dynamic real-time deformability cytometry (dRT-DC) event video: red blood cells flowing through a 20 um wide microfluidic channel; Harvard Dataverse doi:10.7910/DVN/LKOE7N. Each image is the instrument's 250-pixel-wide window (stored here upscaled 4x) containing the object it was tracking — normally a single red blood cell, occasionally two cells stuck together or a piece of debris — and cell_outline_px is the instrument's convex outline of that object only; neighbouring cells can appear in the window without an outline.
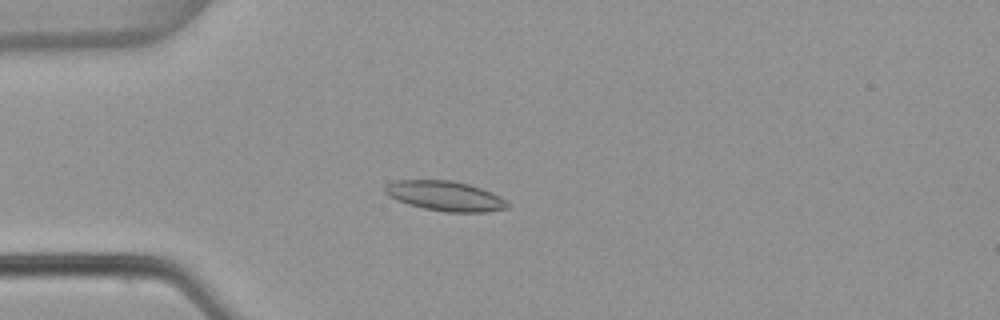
{"species": "common noctule bat (a hibernating species)", "species_latin": "Nyctalus noctula", "temperature_condition": "warm", "stored_images_in_passage": 4, "camera_frame_rate_fps": 3000, "um_per_image_px": 0.085, "animal": {"sex": "female", "body_mass_g": 22.7, "forearm_length_mm": 54.2}, "frame": {"image": 1, "passage_image": 4, "time_ms": 1.0, "image_size_px": [1000, 320], "cell_outline_px": [[512, 204], [508, 208], [488, 212], [444, 212], [424, 208], [408, 204], [388, 196], [384, 192], [384, 188], [388, 184], [396, 180], [452, 180], [468, 184], [492, 192], [500, 196]], "centroid_in_image_um": [37.88, 16.66], "position_along_channel_um": 47.1, "area_um2": 21.44}}